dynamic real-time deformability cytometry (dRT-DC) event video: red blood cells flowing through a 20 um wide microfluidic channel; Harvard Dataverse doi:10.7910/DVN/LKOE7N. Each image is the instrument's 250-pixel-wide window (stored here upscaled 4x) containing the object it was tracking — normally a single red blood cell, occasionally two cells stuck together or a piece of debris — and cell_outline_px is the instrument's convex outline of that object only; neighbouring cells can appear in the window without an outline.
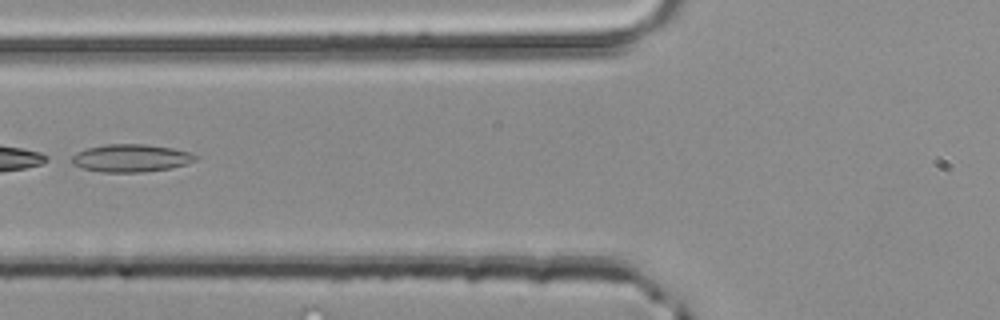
{"species": "common noctule bat (a hibernating species)", "species_latin": "Nyctalus noctula", "temperature_condition": "room temperature", "stored_images_in_passage": 4, "camera_frame_rate_fps": 3000, "um_per_image_px": 0.085, "animal": {"sex": "male", "body_mass_g": 20.4}, "frame": {"image": 1, "passage_image": 4, "time_ms": 1.0, "image_size_px": [1000, 320], "cell_outline_px": [[200, 156], [196, 160], [172, 168], [144, 172], [104, 172], [84, 168], [72, 164], [72, 156], [76, 152], [88, 148], [108, 144], [144, 144], [172, 148], [188, 152]], "centroid_in_image_um": [11.15, 13.44], "position_along_channel_um": 114.7, "area_um2": 19.83}}